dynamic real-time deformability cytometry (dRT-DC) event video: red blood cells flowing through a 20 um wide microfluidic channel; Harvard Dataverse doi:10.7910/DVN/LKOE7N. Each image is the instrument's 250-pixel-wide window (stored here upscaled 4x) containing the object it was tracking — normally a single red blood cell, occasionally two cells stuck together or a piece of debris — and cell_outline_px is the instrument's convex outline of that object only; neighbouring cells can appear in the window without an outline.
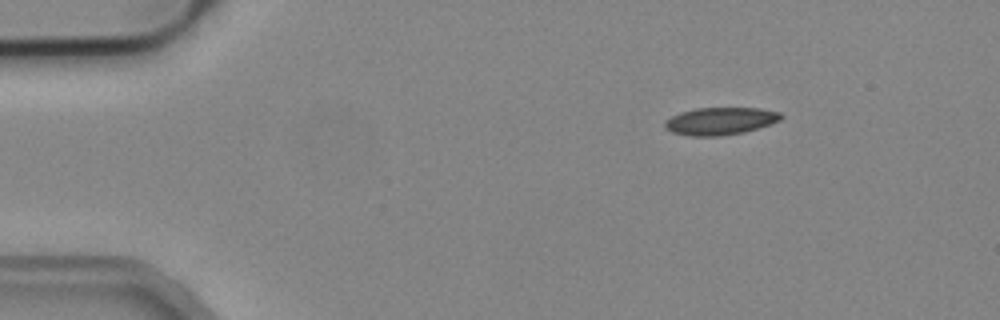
{"species": "common noctule bat (a hibernating species)", "species_latin": "Nyctalus noctula", "temperature_condition": "cold", "stored_images_in_passage": 3, "camera_frame_rate_fps": 3000, "um_per_image_px": 0.085, "animal": {"sex": "male", "body_mass_g": 19.2, "forearm_length_mm": 51.8}, "frame": {"image": 1, "passage_image": 1, "time_ms": 0.0, "image_size_px": [1000, 320], "cell_outline_px": [[784, 116], [780, 120], [744, 132], [720, 136], [692, 136], [672, 132], [664, 128], [664, 120], [680, 112], [696, 108], [760, 108], [780, 112]], "centroid_in_image_um": [61.19, 10.28], "position_along_channel_um": 23.8, "area_um2": 18.55}}